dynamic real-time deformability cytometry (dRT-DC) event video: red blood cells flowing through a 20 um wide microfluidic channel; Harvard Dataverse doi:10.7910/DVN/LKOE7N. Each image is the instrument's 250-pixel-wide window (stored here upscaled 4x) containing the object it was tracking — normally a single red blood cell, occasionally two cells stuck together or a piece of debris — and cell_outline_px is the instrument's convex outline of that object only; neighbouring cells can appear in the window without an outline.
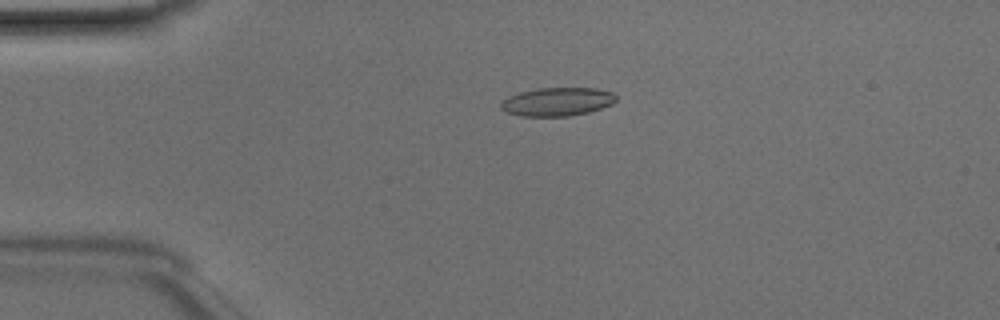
{"species": "Egyptian fruit bat (a non-hibernating species)", "species_latin": "Rousettus aegyptiacus", "temperature_condition": "room temperature", "stored_images_in_passage": 49, "camera_frame_rate_fps": 3000, "um_per_image_px": 0.085, "animal": {"sex": "male"}, "frame": {"image": 1, "passage_image": 11, "time_ms": 3.333, "image_size_px": [1000, 320], "cell_outline_px": [[616, 100], [612, 104], [588, 112], [568, 116], [524, 116], [508, 112], [500, 108], [500, 104], [508, 96], [520, 92], [536, 88], [596, 88], [612, 92], [616, 96]], "centroid_in_image_um": [47.37, 8.64], "position_along_channel_um": 37.6, "area_um2": 18.96}}
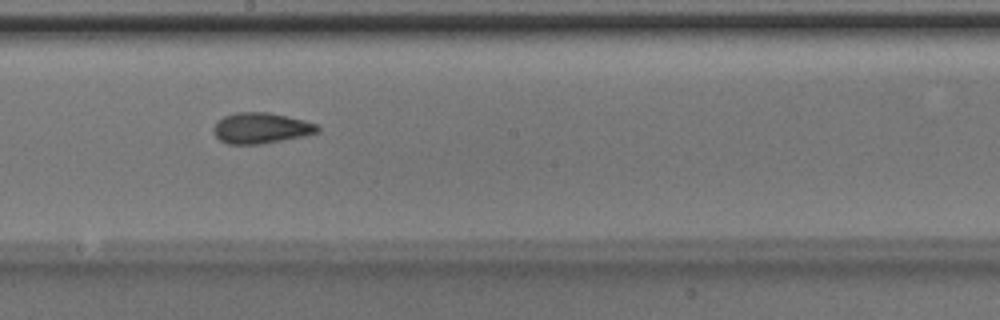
{"frame": {"image": 2, "passage_image": 27, "time_ms": 8.667, "image_size_px": [1000, 320], "cell_outline_px": [[320, 128], [316, 132], [304, 136], [260, 144], [228, 144], [220, 140], [212, 132], [212, 128], [216, 120], [224, 116], [236, 112], [268, 112], [304, 120], [316, 124]], "centroid_in_image_um": [22.12, 10.88], "position_along_channel_um": 226.1, "area_um2": 18.67}}
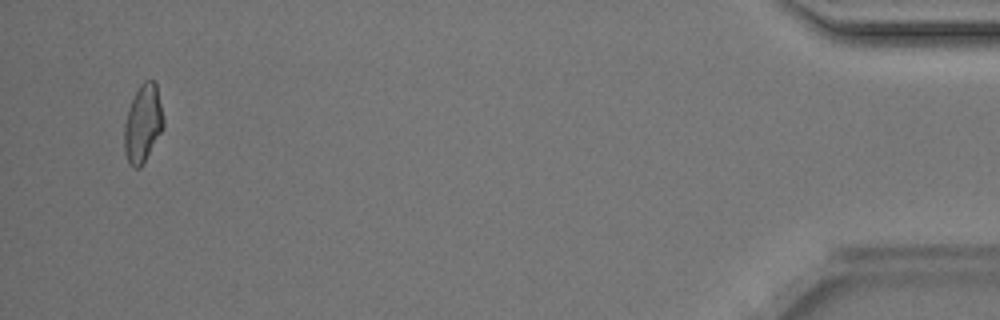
{"frame": {"image": 3, "passage_image": 47, "time_ms": 15.333, "image_size_px": [1000, 320], "cell_outline_px": [[164, 128], [140, 168], [132, 168], [128, 164], [124, 152], [124, 124], [128, 108], [140, 84], [144, 80], [152, 80], [156, 84], [164, 120]], "centroid_in_image_um": [12.13, 10.53], "position_along_channel_um": 423.1, "area_um2": 17.8}, "authors_computed_cell_mechanics": {"area_um2": 18.3804, "velocity_mm_per_s": 4.1741, "shape_relaxation_time_tau1_ms": 4.8255, "shape_relaxation_time_tau2_ms": 2.0836, "deformation_change_tau1": 0.1256, "deformation_change_tau2": 0.0855}}